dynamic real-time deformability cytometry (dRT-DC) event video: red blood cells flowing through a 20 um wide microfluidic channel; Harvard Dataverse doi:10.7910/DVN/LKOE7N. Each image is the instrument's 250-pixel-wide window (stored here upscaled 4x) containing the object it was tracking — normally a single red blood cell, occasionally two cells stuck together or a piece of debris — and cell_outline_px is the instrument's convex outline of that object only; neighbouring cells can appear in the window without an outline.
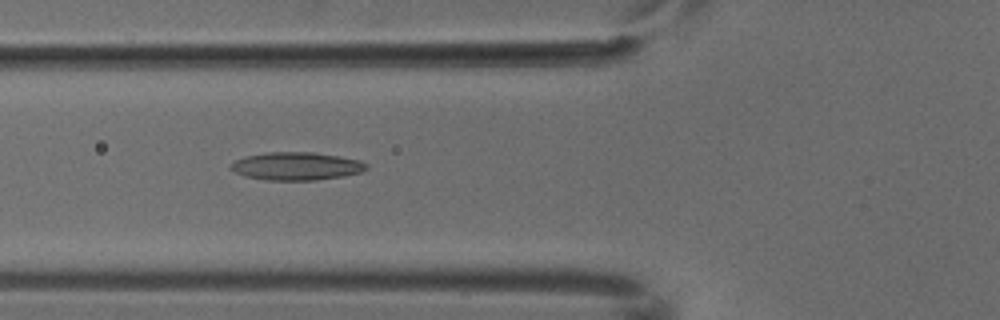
{"species": "common noctule bat (a hibernating species)", "species_latin": "Nyctalus noctula", "temperature_condition": "cold", "stored_images_in_passage": 7, "camera_frame_rate_fps": 3000, "um_per_image_px": 0.085, "animal": {"sex": "male", "body_mass_g": 18.8}, "frame": {"image": 1, "passage_image": 6, "time_ms": 1.667, "image_size_px": [1000, 320], "cell_outline_px": [[368, 168], [360, 172], [344, 176], [316, 180], [268, 180], [244, 176], [228, 168], [228, 164], [244, 156], [268, 152], [312, 152], [340, 156], [360, 160], [368, 164]], "centroid_in_image_um": [25.18, 14.12], "position_along_channel_um": 100.6, "area_um2": 22.25}}
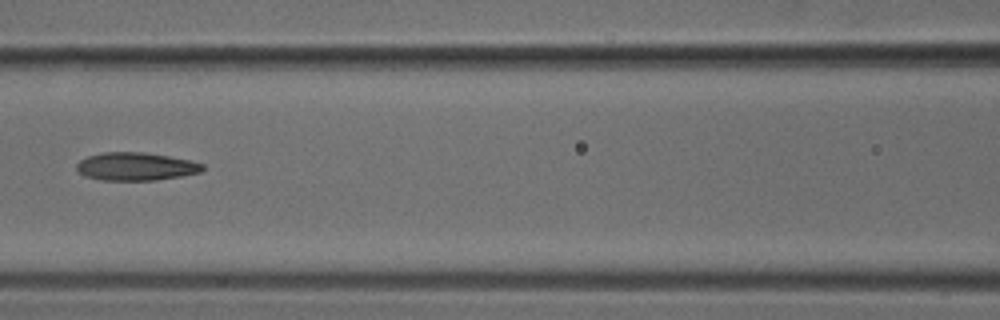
{"frame": {"image": 2, "passage_image": 7, "time_ms": 2.0, "image_size_px": [1000, 320], "cell_outline_px": [[204, 168], [200, 172], [180, 176], [156, 180], [100, 180], [84, 176], [76, 168], [76, 164], [80, 160], [88, 156], [104, 152], [144, 152], [168, 156], [188, 160], [204, 164]], "centroid_in_image_um": [11.52, 14.15], "position_along_channel_um": 155.1, "area_um2": 20.46}}